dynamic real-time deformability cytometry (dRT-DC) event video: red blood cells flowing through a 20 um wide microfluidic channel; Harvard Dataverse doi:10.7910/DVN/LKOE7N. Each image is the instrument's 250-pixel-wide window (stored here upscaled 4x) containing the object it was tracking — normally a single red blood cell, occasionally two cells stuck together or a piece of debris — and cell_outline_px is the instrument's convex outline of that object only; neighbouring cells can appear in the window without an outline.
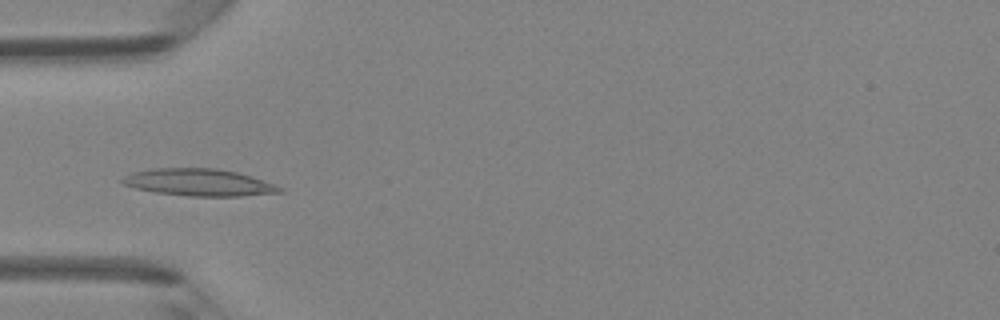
{"species": "Egyptian fruit bat (a non-hibernating species)", "species_latin": "Rousettus aegyptiacus", "temperature_condition": "room temperature", "stored_images_in_passage": 46, "camera_frame_rate_fps": 3000, "um_per_image_px": 0.085, "animal": {"sex": "female"}, "frame": {"image": 1, "passage_image": 15, "time_ms": 4.667, "image_size_px": [1000, 320], "cell_outline_px": [[284, 192], [240, 196], [188, 196], [156, 192], [136, 188], [124, 184], [120, 180], [124, 176], [132, 172], [152, 168], [216, 168], [236, 172], [252, 176], [284, 188]], "centroid_in_image_um": [16.92, 15.5], "position_along_channel_um": 68.1, "area_um2": 24.8}}
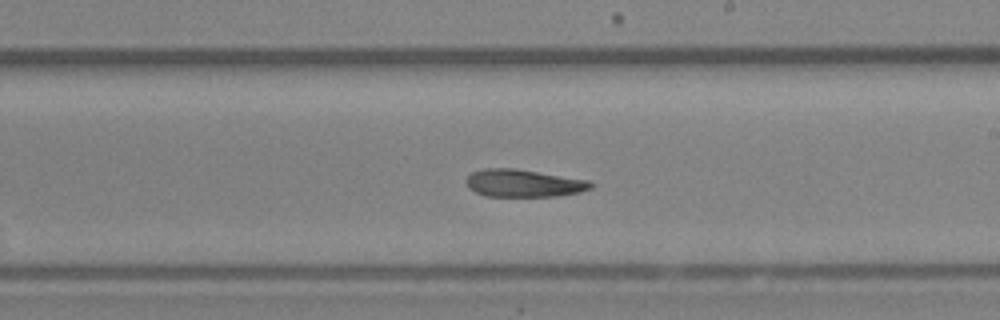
{"frame": {"image": 2, "passage_image": 27, "time_ms": 8.667, "image_size_px": [1000, 320], "cell_outline_px": [[596, 184], [592, 188], [580, 192], [556, 196], [484, 196], [468, 188], [464, 180], [472, 172], [484, 168], [516, 168], [588, 180]], "centroid_in_image_um": [44.49, 15.57], "position_along_channel_um": 244.5, "area_um2": 20.17}}
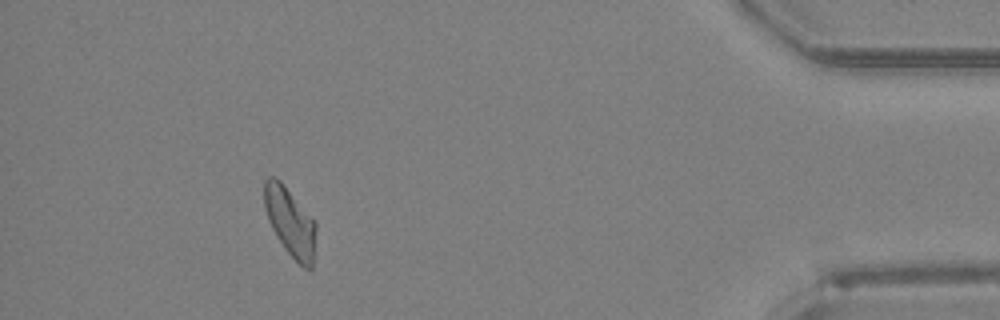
{"frame": {"image": 3, "passage_image": 42, "time_ms": 13.667, "image_size_px": [1000, 320], "cell_outline_px": [[316, 228], [312, 268], [304, 268], [284, 248], [276, 236], [268, 220], [264, 208], [264, 180], [268, 176], [276, 176], [280, 180], [316, 224]], "centroid_in_image_um": [24.62, 18.84], "position_along_channel_um": 410.6, "area_um2": 20.29}}